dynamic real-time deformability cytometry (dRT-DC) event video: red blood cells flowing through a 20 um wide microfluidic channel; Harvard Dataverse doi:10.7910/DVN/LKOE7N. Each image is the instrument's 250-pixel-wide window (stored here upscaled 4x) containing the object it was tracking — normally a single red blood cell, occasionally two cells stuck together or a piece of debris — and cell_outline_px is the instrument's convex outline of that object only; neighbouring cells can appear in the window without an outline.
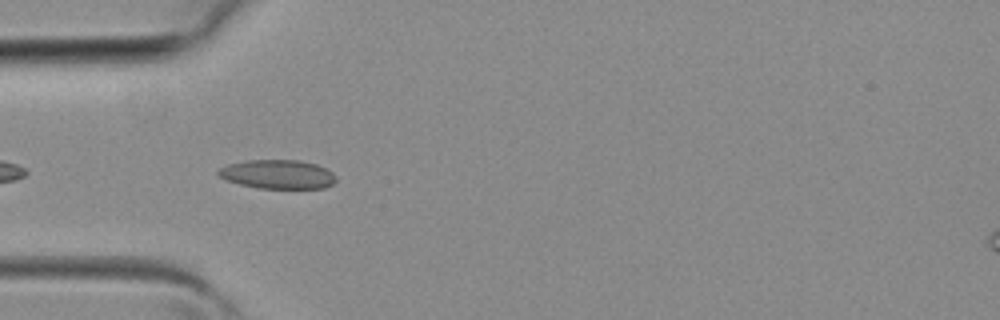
{"species": "common noctule bat (a hibernating species)", "species_latin": "Nyctalus noctula", "temperature_condition": "room temperature", "stored_images_in_passage": 4, "camera_frame_rate_fps": 3000, "um_per_image_px": 0.085, "animal": {"sex": "female", "body_mass_g": 19.3, "forearm_length_mm": 54.1}, "frame": {"image": 1, "passage_image": 4, "time_ms": 1.0, "image_size_px": [1000, 320], "cell_outline_px": [[336, 180], [332, 184], [324, 188], [260, 188], [240, 184], [224, 180], [216, 176], [216, 172], [220, 168], [228, 164], [248, 160], [300, 160], [316, 164], [332, 172], [336, 176]], "centroid_in_image_um": [23.57, 14.81], "position_along_channel_um": 61.4, "area_um2": 19.94}}